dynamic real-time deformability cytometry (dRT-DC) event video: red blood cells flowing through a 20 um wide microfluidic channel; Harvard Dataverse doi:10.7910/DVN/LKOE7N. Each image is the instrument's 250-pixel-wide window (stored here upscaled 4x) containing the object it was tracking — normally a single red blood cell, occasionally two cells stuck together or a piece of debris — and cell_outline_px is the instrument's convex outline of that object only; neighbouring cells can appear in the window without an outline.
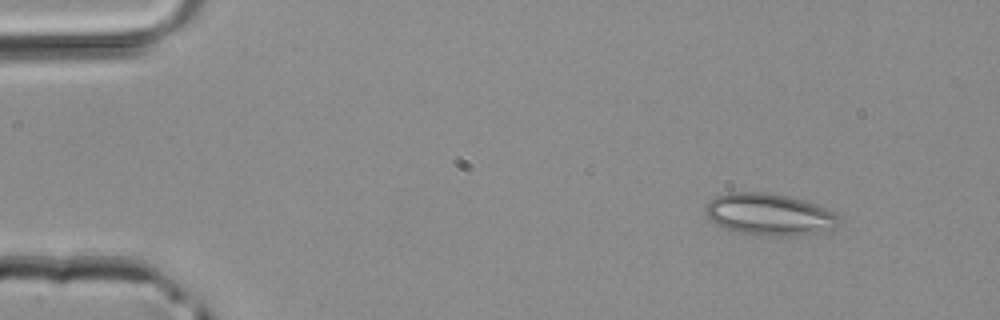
{"species": "common noctule bat (a hibernating species)", "species_latin": "Nyctalus noctula", "temperature_condition": "room temperature", "stored_images_in_passage": 41, "camera_frame_rate_fps": 3000, "um_per_image_px": 0.085, "animal": {"sex": "male", "body_mass_g": 20.4}, "frame": {"image": 1, "passage_image": 1, "time_ms": 0.0, "image_size_px": [1000, 320], "cell_outline_px": [[840, 224], [836, 228], [796, 236], [756, 236], [724, 228], [716, 224], [704, 212], [704, 204], [716, 196], [728, 192], [764, 192], [788, 196], [804, 200], [836, 212], [840, 216]], "centroid_in_image_um": [65.39, 18.23], "position_along_channel_um": 19.6, "area_um2": 32.95}}
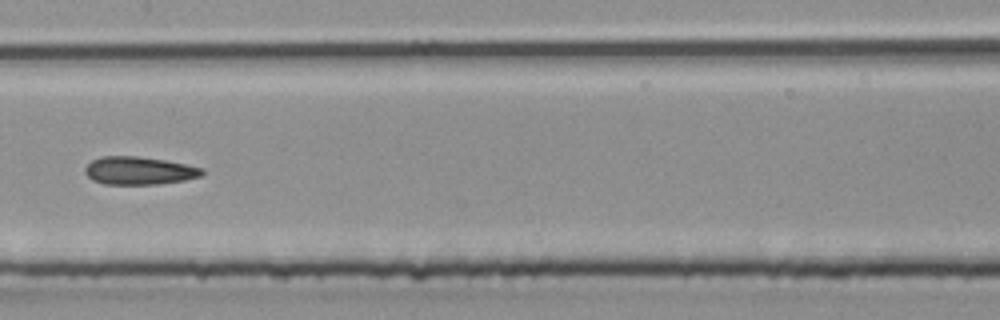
{"frame": {"image": 2, "passage_image": 19, "time_ms": 6.0, "image_size_px": [1000, 320], "cell_outline_px": [[204, 172], [200, 176], [184, 180], [156, 184], [104, 184], [92, 180], [84, 172], [84, 168], [92, 160], [100, 156], [136, 156], [164, 160], [204, 168]], "centroid_in_image_um": [11.79, 14.5], "position_along_channel_um": 195.6, "area_um2": 18.96}}
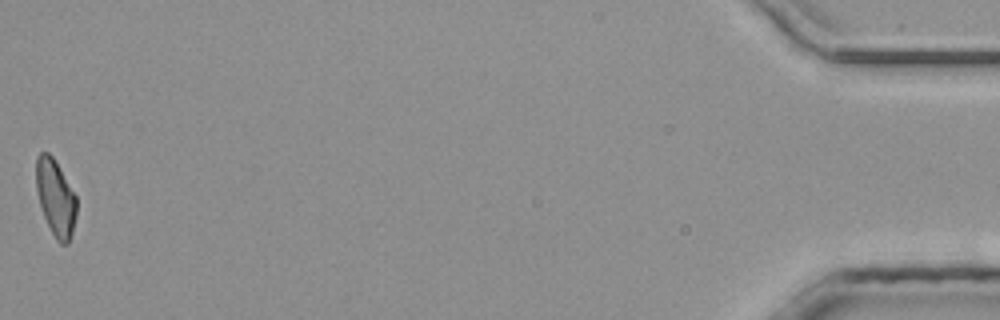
{"frame": {"image": 3, "passage_image": 41, "time_ms": 13.333, "image_size_px": [1000, 320], "cell_outline_px": [[76, 216], [72, 232], [68, 244], [60, 244], [56, 240], [44, 216], [40, 204], [36, 188], [36, 156], [40, 152], [48, 152], [52, 156], [76, 196]], "centroid_in_image_um": [4.71, 16.81], "position_along_channel_um": 430.5, "area_um2": 17.74}}